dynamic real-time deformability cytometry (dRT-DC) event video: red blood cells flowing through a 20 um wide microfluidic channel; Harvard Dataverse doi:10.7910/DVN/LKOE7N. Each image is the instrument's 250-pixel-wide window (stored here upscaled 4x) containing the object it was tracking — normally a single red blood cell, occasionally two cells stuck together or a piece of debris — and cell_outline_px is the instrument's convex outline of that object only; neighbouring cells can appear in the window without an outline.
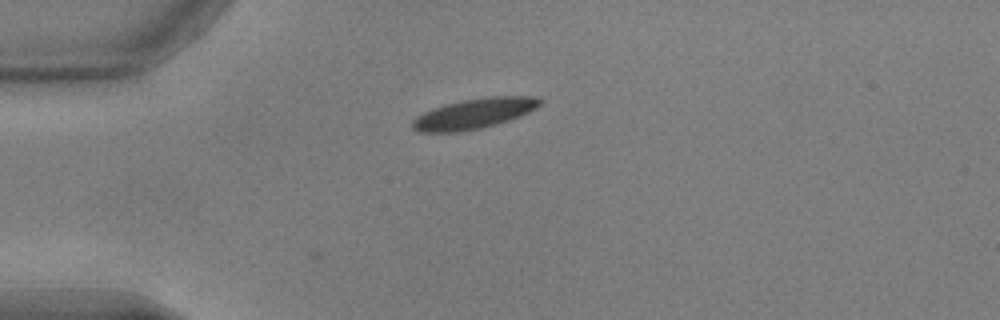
{"species": "common noctule bat (a hibernating species)", "species_latin": "Nyctalus noctula", "temperature_condition": "warm", "stored_images_in_passage": 2, "camera_frame_rate_fps": 3000, "um_per_image_px": 0.085, "animal": {"sex": "male", "body_mass_g": 17.9, "forearm_length_mm": 54.2}, "frame": {"image": 1, "passage_image": 2, "time_ms": 0.333, "image_size_px": [1000, 320], "cell_outline_px": [[544, 100], [536, 108], [520, 116], [496, 124], [480, 128], [460, 132], [420, 132], [412, 128], [412, 120], [416, 116], [432, 108], [444, 104], [464, 100], [488, 96], [540, 96]], "centroid_in_image_um": [40.31, 9.64], "position_along_channel_um": 44.7, "area_um2": 22.6}}